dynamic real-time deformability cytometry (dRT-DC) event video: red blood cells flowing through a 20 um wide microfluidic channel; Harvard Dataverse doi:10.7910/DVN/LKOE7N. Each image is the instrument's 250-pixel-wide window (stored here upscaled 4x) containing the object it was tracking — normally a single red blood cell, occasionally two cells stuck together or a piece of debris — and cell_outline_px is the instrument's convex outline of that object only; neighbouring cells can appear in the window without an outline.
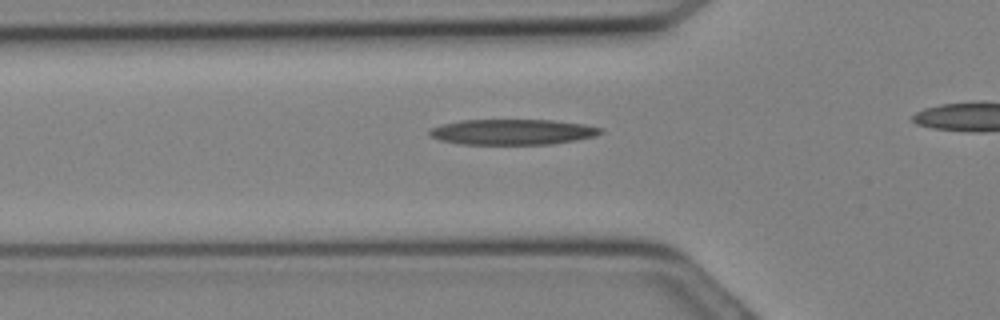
{"species": "Egyptian fruit bat (a non-hibernating species)", "species_latin": "Rousettus aegyptiacus", "temperature_condition": "cold", "stored_images_in_passage": 17, "camera_frame_rate_fps": 3000, "um_per_image_px": 0.085, "animal": {"sex": "female"}, "frame": {"image": 1, "passage_image": 6, "time_ms": 1.667, "image_size_px": [1000, 320], "cell_outline_px": [[604, 132], [596, 136], [576, 140], [552, 144], [460, 144], [440, 140], [428, 136], [428, 128], [440, 124], [460, 120], [552, 120], [584, 124], [604, 128]], "centroid_in_image_um": [43.54, 11.21], "position_along_channel_um": 82.3, "area_um2": 25.78}}
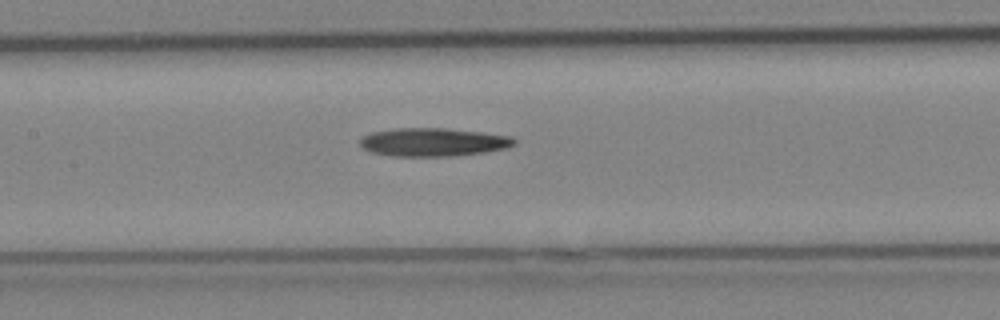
{"frame": {"image": 2, "passage_image": 10, "time_ms": 3.0, "image_size_px": [1000, 320], "cell_outline_px": [[516, 144], [508, 148], [484, 152], [456, 156], [392, 156], [372, 152], [364, 148], [360, 144], [360, 140], [364, 136], [372, 132], [396, 128], [444, 128], [480, 132], [512, 136], [516, 140]], "centroid_in_image_um": [36.86, 12.08], "position_along_channel_um": 170.5, "area_um2": 25.43}}
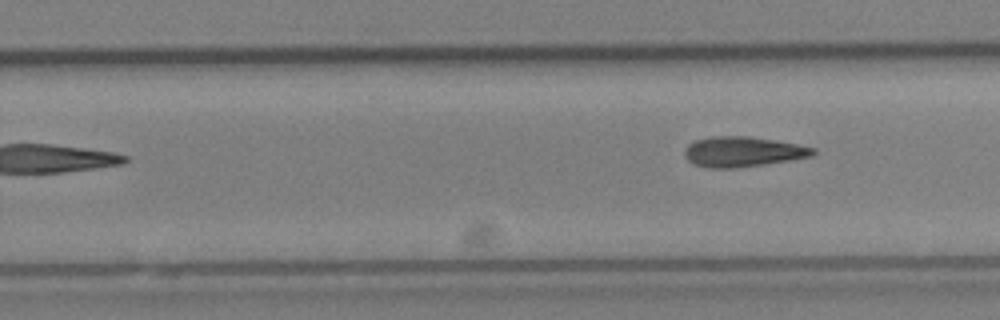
{"frame": {"image": 3, "passage_image": 17, "time_ms": 5.333, "image_size_px": [1000, 320], "cell_outline_px": [[816, 152], [812, 156], [764, 164], [736, 168], [708, 168], [692, 164], [684, 156], [684, 152], [688, 144], [696, 140], [712, 136], [748, 136], [796, 144], [816, 148]], "centroid_in_image_um": [63.1, 12.9], "position_along_channel_um": 266.7, "area_um2": 22.48}}